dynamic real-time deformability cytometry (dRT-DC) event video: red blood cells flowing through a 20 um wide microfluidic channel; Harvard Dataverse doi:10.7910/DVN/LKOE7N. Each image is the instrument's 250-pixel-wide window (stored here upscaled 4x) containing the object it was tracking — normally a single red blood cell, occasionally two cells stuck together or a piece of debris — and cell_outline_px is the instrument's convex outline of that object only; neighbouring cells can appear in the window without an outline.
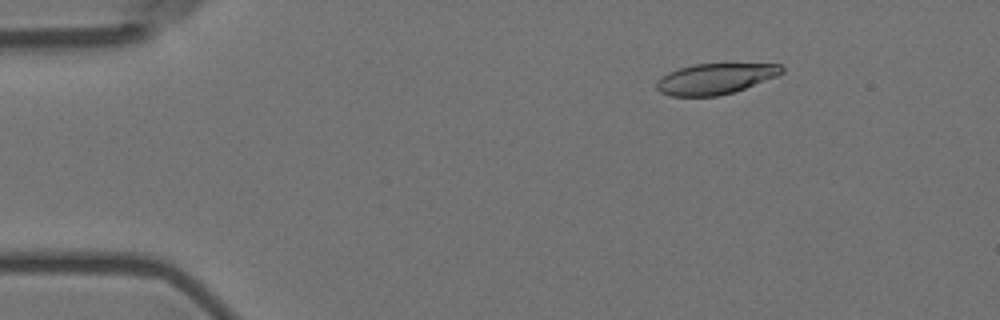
{"species": "Egyptian fruit bat (a non-hibernating species)", "species_latin": "Rousettus aegyptiacus", "temperature_condition": "room temperature", "stored_images_in_passage": 49, "camera_frame_rate_fps": 3000, "um_per_image_px": 0.085, "animal": {"sex": "female"}, "frame": {"image": 1, "passage_image": 1, "time_ms": 0.0, "image_size_px": [1000, 320], "cell_outline_px": [[784, 72], [776, 76], [744, 88], [732, 92], [716, 96], [668, 96], [660, 92], [656, 88], [656, 80], [668, 72], [680, 68], [696, 64], [780, 64], [784, 68]], "centroid_in_image_um": [60.75, 6.7], "position_along_channel_um": 24.2, "area_um2": 22.2}}
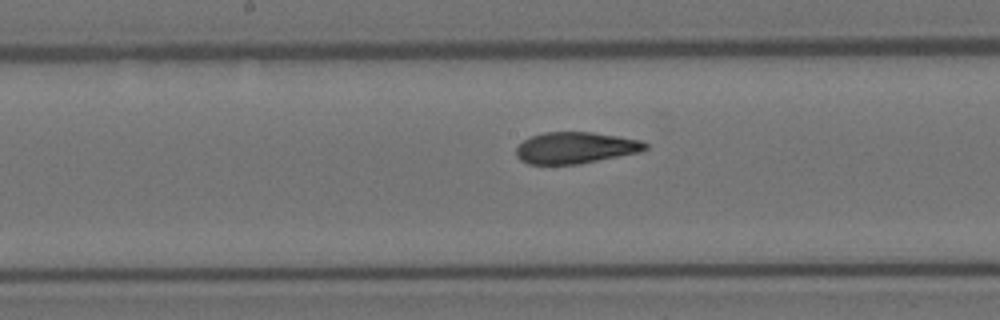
{"frame": {"image": 2, "passage_image": 22, "time_ms": 7.0, "image_size_px": [1000, 320], "cell_outline_px": [[648, 148], [640, 152], [580, 164], [528, 164], [520, 160], [516, 156], [516, 148], [524, 140], [532, 136], [544, 132], [592, 132], [640, 140], [648, 144]], "centroid_in_image_um": [48.91, 12.57], "position_along_channel_um": 199.3, "area_um2": 23.64}}
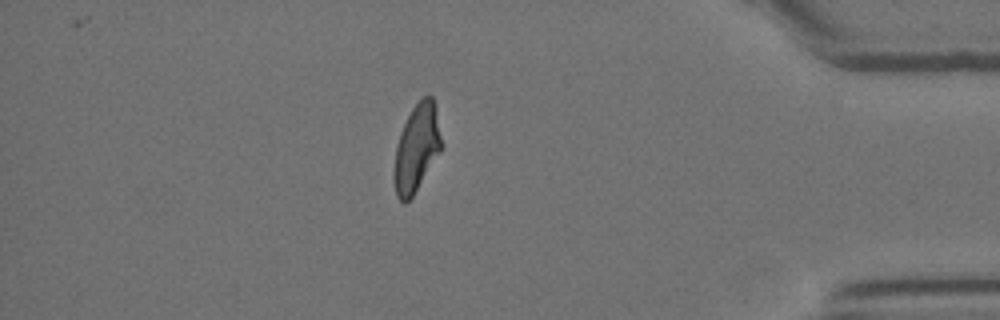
{"frame": {"image": 3, "passage_image": 42, "time_ms": 13.667, "image_size_px": [1000, 320], "cell_outline_px": [[440, 152], [412, 196], [404, 204], [396, 196], [392, 176], [392, 172], [396, 148], [400, 132], [412, 108], [424, 96], [432, 96], [436, 108], [440, 136]], "centroid_in_image_um": [35.37, 12.62], "position_along_channel_um": 399.8, "area_um2": 23.76}, "authors_computed_cell_mechanics": {"area_um2": 24.276, "velocity_mm_per_s": 3.5715, "shape_relaxation_time_tau1_ms": 7.4214, "shape_relaxation_time_tau2_ms": 2.0208, "deformation_change_tau1": 0.2093, "deformation_change_tau2": 0.0944}}